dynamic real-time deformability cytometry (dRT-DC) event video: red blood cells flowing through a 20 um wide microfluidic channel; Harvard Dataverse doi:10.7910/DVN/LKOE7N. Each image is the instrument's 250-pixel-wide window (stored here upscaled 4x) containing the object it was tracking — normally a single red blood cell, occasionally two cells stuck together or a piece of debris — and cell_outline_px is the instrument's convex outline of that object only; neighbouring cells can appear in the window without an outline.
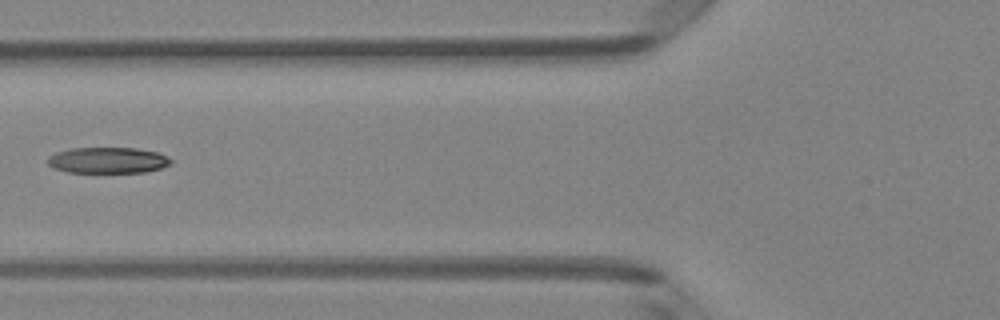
{"species": "Egyptian fruit bat (a non-hibernating species)", "species_latin": "Rousettus aegyptiacus", "temperature_condition": "room temperature", "stored_images_in_passage": 6, "camera_frame_rate_fps": 3000, "um_per_image_px": 0.085, "animal": {"sex": "female"}, "frame": {"image": 1, "passage_image": 6, "time_ms": 6.0, "image_size_px": [1000, 320], "cell_outline_px": [[172, 164], [148, 172], [68, 172], [52, 168], [48, 164], [48, 156], [56, 152], [72, 148], [136, 148], [156, 152], [168, 156], [172, 160]], "centroid_in_image_um": [9.17, 13.62], "position_along_channel_um": 116.6, "area_um2": 18.73}}